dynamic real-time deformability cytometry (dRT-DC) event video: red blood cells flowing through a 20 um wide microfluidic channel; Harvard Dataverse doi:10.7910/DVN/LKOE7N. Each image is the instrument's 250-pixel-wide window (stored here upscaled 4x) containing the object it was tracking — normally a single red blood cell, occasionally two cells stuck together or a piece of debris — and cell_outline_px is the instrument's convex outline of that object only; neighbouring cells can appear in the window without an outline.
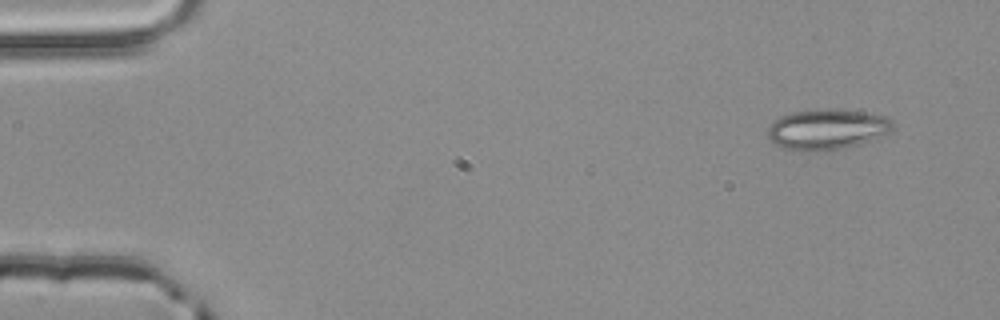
{"species": "common noctule bat (a hibernating species)", "species_latin": "Nyctalus noctula", "temperature_condition": "room temperature", "stored_images_in_passage": 3, "camera_frame_rate_fps": 3000, "um_per_image_px": 0.085, "animal": {"sex": "male", "body_mass_g": 20.4}, "frame": {"image": 1, "passage_image": 1, "time_ms": 0.0, "image_size_px": [1000, 320], "cell_outline_px": [[892, 128], [888, 132], [872, 140], [840, 148], [816, 152], [808, 152], [784, 148], [776, 144], [768, 136], [768, 128], [780, 116], [792, 112], [816, 108], [828, 108], [864, 112], [884, 116], [892, 120]], "centroid_in_image_um": [70.27, 10.98], "position_along_channel_um": 14.7, "area_um2": 29.3}}